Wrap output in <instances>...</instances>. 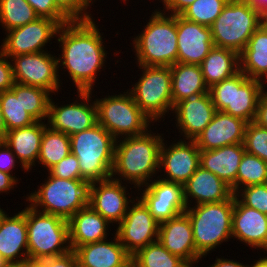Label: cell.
<instances>
[{"instance_id":"cell-13","label":"cell","mask_w":267,"mask_h":267,"mask_svg":"<svg viewBox=\"0 0 267 267\" xmlns=\"http://www.w3.org/2000/svg\"><path fill=\"white\" fill-rule=\"evenodd\" d=\"M92 93V91H77L78 95L74 102L61 106L51 97L47 125L52 130L63 132L68 136L93 127L97 124V108L95 101L91 100Z\"/></svg>"},{"instance_id":"cell-1","label":"cell","mask_w":267,"mask_h":267,"mask_svg":"<svg viewBox=\"0 0 267 267\" xmlns=\"http://www.w3.org/2000/svg\"><path fill=\"white\" fill-rule=\"evenodd\" d=\"M98 27L93 18L71 20L61 25L57 33L56 40L62 51L57 57L58 71L67 70L77 91H93L97 73L107 62L109 53Z\"/></svg>"},{"instance_id":"cell-12","label":"cell","mask_w":267,"mask_h":267,"mask_svg":"<svg viewBox=\"0 0 267 267\" xmlns=\"http://www.w3.org/2000/svg\"><path fill=\"white\" fill-rule=\"evenodd\" d=\"M42 51L32 54H21L11 58L15 83L37 86L54 95L60 90L62 81L58 74V62L55 53ZM61 84V85H60ZM56 92V93H55Z\"/></svg>"},{"instance_id":"cell-9","label":"cell","mask_w":267,"mask_h":267,"mask_svg":"<svg viewBox=\"0 0 267 267\" xmlns=\"http://www.w3.org/2000/svg\"><path fill=\"white\" fill-rule=\"evenodd\" d=\"M97 123L103 126L116 140L137 136L151 129L153 121L138 107L131 93L107 95L96 98Z\"/></svg>"},{"instance_id":"cell-45","label":"cell","mask_w":267,"mask_h":267,"mask_svg":"<svg viewBox=\"0 0 267 267\" xmlns=\"http://www.w3.org/2000/svg\"><path fill=\"white\" fill-rule=\"evenodd\" d=\"M14 83L12 62L0 50V92L10 90Z\"/></svg>"},{"instance_id":"cell-4","label":"cell","mask_w":267,"mask_h":267,"mask_svg":"<svg viewBox=\"0 0 267 267\" xmlns=\"http://www.w3.org/2000/svg\"><path fill=\"white\" fill-rule=\"evenodd\" d=\"M116 139L99 123L70 136V148L79 161L82 180L89 184L111 178Z\"/></svg>"},{"instance_id":"cell-57","label":"cell","mask_w":267,"mask_h":267,"mask_svg":"<svg viewBox=\"0 0 267 267\" xmlns=\"http://www.w3.org/2000/svg\"><path fill=\"white\" fill-rule=\"evenodd\" d=\"M2 267H23V263H6Z\"/></svg>"},{"instance_id":"cell-59","label":"cell","mask_w":267,"mask_h":267,"mask_svg":"<svg viewBox=\"0 0 267 267\" xmlns=\"http://www.w3.org/2000/svg\"><path fill=\"white\" fill-rule=\"evenodd\" d=\"M121 1H124L126 3L127 0H121ZM159 3L162 1V4H164L167 0H158Z\"/></svg>"},{"instance_id":"cell-48","label":"cell","mask_w":267,"mask_h":267,"mask_svg":"<svg viewBox=\"0 0 267 267\" xmlns=\"http://www.w3.org/2000/svg\"><path fill=\"white\" fill-rule=\"evenodd\" d=\"M254 123L262 128L267 129V91L266 86L263 88L262 93L260 95L256 116L254 119Z\"/></svg>"},{"instance_id":"cell-53","label":"cell","mask_w":267,"mask_h":267,"mask_svg":"<svg viewBox=\"0 0 267 267\" xmlns=\"http://www.w3.org/2000/svg\"><path fill=\"white\" fill-rule=\"evenodd\" d=\"M23 267H46L42 260L26 259L23 262Z\"/></svg>"},{"instance_id":"cell-10","label":"cell","mask_w":267,"mask_h":267,"mask_svg":"<svg viewBox=\"0 0 267 267\" xmlns=\"http://www.w3.org/2000/svg\"><path fill=\"white\" fill-rule=\"evenodd\" d=\"M264 87V82L248 78L239 71L234 76L212 85L208 92L216 111L239 117L249 123L254 122Z\"/></svg>"},{"instance_id":"cell-60","label":"cell","mask_w":267,"mask_h":267,"mask_svg":"<svg viewBox=\"0 0 267 267\" xmlns=\"http://www.w3.org/2000/svg\"><path fill=\"white\" fill-rule=\"evenodd\" d=\"M5 264V262L0 257V267H2Z\"/></svg>"},{"instance_id":"cell-22","label":"cell","mask_w":267,"mask_h":267,"mask_svg":"<svg viewBox=\"0 0 267 267\" xmlns=\"http://www.w3.org/2000/svg\"><path fill=\"white\" fill-rule=\"evenodd\" d=\"M232 238L267 253V215L243 205L234 195ZM266 251V252H265Z\"/></svg>"},{"instance_id":"cell-31","label":"cell","mask_w":267,"mask_h":267,"mask_svg":"<svg viewBox=\"0 0 267 267\" xmlns=\"http://www.w3.org/2000/svg\"><path fill=\"white\" fill-rule=\"evenodd\" d=\"M170 67L173 107L184 99L208 93L200 65L176 63Z\"/></svg>"},{"instance_id":"cell-15","label":"cell","mask_w":267,"mask_h":267,"mask_svg":"<svg viewBox=\"0 0 267 267\" xmlns=\"http://www.w3.org/2000/svg\"><path fill=\"white\" fill-rule=\"evenodd\" d=\"M60 27L57 21L39 17L22 27L7 31L0 50L10 59L21 54L47 51L46 44L57 37Z\"/></svg>"},{"instance_id":"cell-30","label":"cell","mask_w":267,"mask_h":267,"mask_svg":"<svg viewBox=\"0 0 267 267\" xmlns=\"http://www.w3.org/2000/svg\"><path fill=\"white\" fill-rule=\"evenodd\" d=\"M240 71L248 78L267 82V29L262 25L250 37L239 54Z\"/></svg>"},{"instance_id":"cell-32","label":"cell","mask_w":267,"mask_h":267,"mask_svg":"<svg viewBox=\"0 0 267 267\" xmlns=\"http://www.w3.org/2000/svg\"><path fill=\"white\" fill-rule=\"evenodd\" d=\"M208 88L240 71L239 54L231 49L214 46L200 64Z\"/></svg>"},{"instance_id":"cell-7","label":"cell","mask_w":267,"mask_h":267,"mask_svg":"<svg viewBox=\"0 0 267 267\" xmlns=\"http://www.w3.org/2000/svg\"><path fill=\"white\" fill-rule=\"evenodd\" d=\"M22 211L26 215L29 259L42 260L71 250L67 220L39 212L30 205Z\"/></svg>"},{"instance_id":"cell-54","label":"cell","mask_w":267,"mask_h":267,"mask_svg":"<svg viewBox=\"0 0 267 267\" xmlns=\"http://www.w3.org/2000/svg\"><path fill=\"white\" fill-rule=\"evenodd\" d=\"M6 134V125L4 121V117L1 110V104H0V139H4Z\"/></svg>"},{"instance_id":"cell-43","label":"cell","mask_w":267,"mask_h":267,"mask_svg":"<svg viewBox=\"0 0 267 267\" xmlns=\"http://www.w3.org/2000/svg\"><path fill=\"white\" fill-rule=\"evenodd\" d=\"M40 18H48L63 25L71 19L56 5L55 0H26Z\"/></svg>"},{"instance_id":"cell-33","label":"cell","mask_w":267,"mask_h":267,"mask_svg":"<svg viewBox=\"0 0 267 267\" xmlns=\"http://www.w3.org/2000/svg\"><path fill=\"white\" fill-rule=\"evenodd\" d=\"M0 104L6 132L37 122L23 107L22 84L14 83L10 90L0 92Z\"/></svg>"},{"instance_id":"cell-47","label":"cell","mask_w":267,"mask_h":267,"mask_svg":"<svg viewBox=\"0 0 267 267\" xmlns=\"http://www.w3.org/2000/svg\"><path fill=\"white\" fill-rule=\"evenodd\" d=\"M46 267H78L77 256L74 250L55 257L42 259Z\"/></svg>"},{"instance_id":"cell-46","label":"cell","mask_w":267,"mask_h":267,"mask_svg":"<svg viewBox=\"0 0 267 267\" xmlns=\"http://www.w3.org/2000/svg\"><path fill=\"white\" fill-rule=\"evenodd\" d=\"M20 164L16 155L9 146L2 140L0 142V171L13 175L16 164ZM11 172V173H10Z\"/></svg>"},{"instance_id":"cell-8","label":"cell","mask_w":267,"mask_h":267,"mask_svg":"<svg viewBox=\"0 0 267 267\" xmlns=\"http://www.w3.org/2000/svg\"><path fill=\"white\" fill-rule=\"evenodd\" d=\"M260 25V13L246 0H230L210 26L213 45L240 54Z\"/></svg>"},{"instance_id":"cell-27","label":"cell","mask_w":267,"mask_h":267,"mask_svg":"<svg viewBox=\"0 0 267 267\" xmlns=\"http://www.w3.org/2000/svg\"><path fill=\"white\" fill-rule=\"evenodd\" d=\"M47 123L37 121L30 126L7 131L3 141L18 158L22 170L31 171L37 164L44 129Z\"/></svg>"},{"instance_id":"cell-39","label":"cell","mask_w":267,"mask_h":267,"mask_svg":"<svg viewBox=\"0 0 267 267\" xmlns=\"http://www.w3.org/2000/svg\"><path fill=\"white\" fill-rule=\"evenodd\" d=\"M51 97V93L46 89L37 86L22 85L23 107L36 121L43 122L44 120L46 122L48 119Z\"/></svg>"},{"instance_id":"cell-16","label":"cell","mask_w":267,"mask_h":267,"mask_svg":"<svg viewBox=\"0 0 267 267\" xmlns=\"http://www.w3.org/2000/svg\"><path fill=\"white\" fill-rule=\"evenodd\" d=\"M164 141L160 147L159 160V172L164 174L158 177L184 185L200 166V149L194 140L181 138L169 143L171 145L167 144V140Z\"/></svg>"},{"instance_id":"cell-29","label":"cell","mask_w":267,"mask_h":267,"mask_svg":"<svg viewBox=\"0 0 267 267\" xmlns=\"http://www.w3.org/2000/svg\"><path fill=\"white\" fill-rule=\"evenodd\" d=\"M245 148L243 143L213 150H200V166L228 184L236 193V176Z\"/></svg>"},{"instance_id":"cell-50","label":"cell","mask_w":267,"mask_h":267,"mask_svg":"<svg viewBox=\"0 0 267 267\" xmlns=\"http://www.w3.org/2000/svg\"><path fill=\"white\" fill-rule=\"evenodd\" d=\"M19 180L16 176L0 171V193H9L14 187H17Z\"/></svg>"},{"instance_id":"cell-51","label":"cell","mask_w":267,"mask_h":267,"mask_svg":"<svg viewBox=\"0 0 267 267\" xmlns=\"http://www.w3.org/2000/svg\"><path fill=\"white\" fill-rule=\"evenodd\" d=\"M207 267H247V264H243L241 262L231 260V259H225L224 257L216 258L215 262L212 265H209Z\"/></svg>"},{"instance_id":"cell-3","label":"cell","mask_w":267,"mask_h":267,"mask_svg":"<svg viewBox=\"0 0 267 267\" xmlns=\"http://www.w3.org/2000/svg\"><path fill=\"white\" fill-rule=\"evenodd\" d=\"M144 29L132 40L137 65L166 66L177 63V15L152 12Z\"/></svg>"},{"instance_id":"cell-17","label":"cell","mask_w":267,"mask_h":267,"mask_svg":"<svg viewBox=\"0 0 267 267\" xmlns=\"http://www.w3.org/2000/svg\"><path fill=\"white\" fill-rule=\"evenodd\" d=\"M137 190L140 195L138 198L159 223L174 218L187 209L183 185L179 183L168 182L157 176Z\"/></svg>"},{"instance_id":"cell-18","label":"cell","mask_w":267,"mask_h":267,"mask_svg":"<svg viewBox=\"0 0 267 267\" xmlns=\"http://www.w3.org/2000/svg\"><path fill=\"white\" fill-rule=\"evenodd\" d=\"M125 185L113 178L89 184L88 204L112 225L124 219L129 205L136 199L130 198Z\"/></svg>"},{"instance_id":"cell-24","label":"cell","mask_w":267,"mask_h":267,"mask_svg":"<svg viewBox=\"0 0 267 267\" xmlns=\"http://www.w3.org/2000/svg\"><path fill=\"white\" fill-rule=\"evenodd\" d=\"M0 257L6 263H23L29 259L26 215L20 210L0 216Z\"/></svg>"},{"instance_id":"cell-2","label":"cell","mask_w":267,"mask_h":267,"mask_svg":"<svg viewBox=\"0 0 267 267\" xmlns=\"http://www.w3.org/2000/svg\"><path fill=\"white\" fill-rule=\"evenodd\" d=\"M152 131L149 129L141 135L116 140L111 178L134 185L135 189L156 178L164 136Z\"/></svg>"},{"instance_id":"cell-35","label":"cell","mask_w":267,"mask_h":267,"mask_svg":"<svg viewBox=\"0 0 267 267\" xmlns=\"http://www.w3.org/2000/svg\"><path fill=\"white\" fill-rule=\"evenodd\" d=\"M138 267H190L179 256L171 254L158 240L132 255Z\"/></svg>"},{"instance_id":"cell-6","label":"cell","mask_w":267,"mask_h":267,"mask_svg":"<svg viewBox=\"0 0 267 267\" xmlns=\"http://www.w3.org/2000/svg\"><path fill=\"white\" fill-rule=\"evenodd\" d=\"M234 195L221 202L187 207L196 251L204 258L211 251L232 239Z\"/></svg>"},{"instance_id":"cell-38","label":"cell","mask_w":267,"mask_h":267,"mask_svg":"<svg viewBox=\"0 0 267 267\" xmlns=\"http://www.w3.org/2000/svg\"><path fill=\"white\" fill-rule=\"evenodd\" d=\"M230 0H195L179 15L184 19L210 27Z\"/></svg>"},{"instance_id":"cell-37","label":"cell","mask_w":267,"mask_h":267,"mask_svg":"<svg viewBox=\"0 0 267 267\" xmlns=\"http://www.w3.org/2000/svg\"><path fill=\"white\" fill-rule=\"evenodd\" d=\"M266 183L267 163L261 158L245 151L237 171L236 192L246 186Z\"/></svg>"},{"instance_id":"cell-41","label":"cell","mask_w":267,"mask_h":267,"mask_svg":"<svg viewBox=\"0 0 267 267\" xmlns=\"http://www.w3.org/2000/svg\"><path fill=\"white\" fill-rule=\"evenodd\" d=\"M234 195L243 205L267 215V183L246 186Z\"/></svg>"},{"instance_id":"cell-52","label":"cell","mask_w":267,"mask_h":267,"mask_svg":"<svg viewBox=\"0 0 267 267\" xmlns=\"http://www.w3.org/2000/svg\"><path fill=\"white\" fill-rule=\"evenodd\" d=\"M262 16L267 11V0H246Z\"/></svg>"},{"instance_id":"cell-44","label":"cell","mask_w":267,"mask_h":267,"mask_svg":"<svg viewBox=\"0 0 267 267\" xmlns=\"http://www.w3.org/2000/svg\"><path fill=\"white\" fill-rule=\"evenodd\" d=\"M47 172L61 179H82L79 161L71 152Z\"/></svg>"},{"instance_id":"cell-49","label":"cell","mask_w":267,"mask_h":267,"mask_svg":"<svg viewBox=\"0 0 267 267\" xmlns=\"http://www.w3.org/2000/svg\"><path fill=\"white\" fill-rule=\"evenodd\" d=\"M194 1L195 0H167L163 4L164 7L161 11L166 14L179 15L186 7L191 5Z\"/></svg>"},{"instance_id":"cell-19","label":"cell","mask_w":267,"mask_h":267,"mask_svg":"<svg viewBox=\"0 0 267 267\" xmlns=\"http://www.w3.org/2000/svg\"><path fill=\"white\" fill-rule=\"evenodd\" d=\"M158 241L190 267H195L203 258L196 251L191 221L185 212L159 223Z\"/></svg>"},{"instance_id":"cell-25","label":"cell","mask_w":267,"mask_h":267,"mask_svg":"<svg viewBox=\"0 0 267 267\" xmlns=\"http://www.w3.org/2000/svg\"><path fill=\"white\" fill-rule=\"evenodd\" d=\"M183 191L187 207H190L193 201L194 205L217 203L225 201L234 195L228 184L201 166L183 185Z\"/></svg>"},{"instance_id":"cell-61","label":"cell","mask_w":267,"mask_h":267,"mask_svg":"<svg viewBox=\"0 0 267 267\" xmlns=\"http://www.w3.org/2000/svg\"><path fill=\"white\" fill-rule=\"evenodd\" d=\"M4 212V210L3 209H1V207H0V216H1V214Z\"/></svg>"},{"instance_id":"cell-58","label":"cell","mask_w":267,"mask_h":267,"mask_svg":"<svg viewBox=\"0 0 267 267\" xmlns=\"http://www.w3.org/2000/svg\"><path fill=\"white\" fill-rule=\"evenodd\" d=\"M128 267H138V266L131 260Z\"/></svg>"},{"instance_id":"cell-21","label":"cell","mask_w":267,"mask_h":267,"mask_svg":"<svg viewBox=\"0 0 267 267\" xmlns=\"http://www.w3.org/2000/svg\"><path fill=\"white\" fill-rule=\"evenodd\" d=\"M177 63L198 64L214 47L210 27L177 15Z\"/></svg>"},{"instance_id":"cell-20","label":"cell","mask_w":267,"mask_h":267,"mask_svg":"<svg viewBox=\"0 0 267 267\" xmlns=\"http://www.w3.org/2000/svg\"><path fill=\"white\" fill-rule=\"evenodd\" d=\"M172 111L182 138L194 140L212 121L216 108L208 92L177 102Z\"/></svg>"},{"instance_id":"cell-5","label":"cell","mask_w":267,"mask_h":267,"mask_svg":"<svg viewBox=\"0 0 267 267\" xmlns=\"http://www.w3.org/2000/svg\"><path fill=\"white\" fill-rule=\"evenodd\" d=\"M47 180L25 198L35 210L69 220L88 205L89 183L82 179H61L48 172Z\"/></svg>"},{"instance_id":"cell-11","label":"cell","mask_w":267,"mask_h":267,"mask_svg":"<svg viewBox=\"0 0 267 267\" xmlns=\"http://www.w3.org/2000/svg\"><path fill=\"white\" fill-rule=\"evenodd\" d=\"M140 78L128 91L138 107L153 121L165 120L172 113L171 67L137 65ZM160 120V121H159Z\"/></svg>"},{"instance_id":"cell-36","label":"cell","mask_w":267,"mask_h":267,"mask_svg":"<svg viewBox=\"0 0 267 267\" xmlns=\"http://www.w3.org/2000/svg\"><path fill=\"white\" fill-rule=\"evenodd\" d=\"M38 18L36 11L26 0H0V25L6 32Z\"/></svg>"},{"instance_id":"cell-42","label":"cell","mask_w":267,"mask_h":267,"mask_svg":"<svg viewBox=\"0 0 267 267\" xmlns=\"http://www.w3.org/2000/svg\"><path fill=\"white\" fill-rule=\"evenodd\" d=\"M93 1L95 2V0H55V3L71 20H87L92 18L89 9Z\"/></svg>"},{"instance_id":"cell-28","label":"cell","mask_w":267,"mask_h":267,"mask_svg":"<svg viewBox=\"0 0 267 267\" xmlns=\"http://www.w3.org/2000/svg\"><path fill=\"white\" fill-rule=\"evenodd\" d=\"M69 243L71 250L81 245L106 240L110 223L89 204L78 210L69 220ZM108 235V236H107Z\"/></svg>"},{"instance_id":"cell-34","label":"cell","mask_w":267,"mask_h":267,"mask_svg":"<svg viewBox=\"0 0 267 267\" xmlns=\"http://www.w3.org/2000/svg\"><path fill=\"white\" fill-rule=\"evenodd\" d=\"M70 152V136L63 132L52 130L47 126L43 132L37 163L48 171Z\"/></svg>"},{"instance_id":"cell-55","label":"cell","mask_w":267,"mask_h":267,"mask_svg":"<svg viewBox=\"0 0 267 267\" xmlns=\"http://www.w3.org/2000/svg\"><path fill=\"white\" fill-rule=\"evenodd\" d=\"M255 263L248 265L247 267H267V257H260L258 260L253 261Z\"/></svg>"},{"instance_id":"cell-23","label":"cell","mask_w":267,"mask_h":267,"mask_svg":"<svg viewBox=\"0 0 267 267\" xmlns=\"http://www.w3.org/2000/svg\"><path fill=\"white\" fill-rule=\"evenodd\" d=\"M247 122L222 111H216L212 121L194 139L200 150H213L243 143Z\"/></svg>"},{"instance_id":"cell-40","label":"cell","mask_w":267,"mask_h":267,"mask_svg":"<svg viewBox=\"0 0 267 267\" xmlns=\"http://www.w3.org/2000/svg\"><path fill=\"white\" fill-rule=\"evenodd\" d=\"M243 145L247 153L253 154L267 163V129L254 122L246 124Z\"/></svg>"},{"instance_id":"cell-14","label":"cell","mask_w":267,"mask_h":267,"mask_svg":"<svg viewBox=\"0 0 267 267\" xmlns=\"http://www.w3.org/2000/svg\"><path fill=\"white\" fill-rule=\"evenodd\" d=\"M116 227L114 234L131 256L158 240L159 222L138 196L129 205L124 219Z\"/></svg>"},{"instance_id":"cell-26","label":"cell","mask_w":267,"mask_h":267,"mask_svg":"<svg viewBox=\"0 0 267 267\" xmlns=\"http://www.w3.org/2000/svg\"><path fill=\"white\" fill-rule=\"evenodd\" d=\"M74 252L78 267H128L132 258L116 234L111 241L81 245Z\"/></svg>"},{"instance_id":"cell-56","label":"cell","mask_w":267,"mask_h":267,"mask_svg":"<svg viewBox=\"0 0 267 267\" xmlns=\"http://www.w3.org/2000/svg\"><path fill=\"white\" fill-rule=\"evenodd\" d=\"M261 25L267 29V11L261 16Z\"/></svg>"}]
</instances>
